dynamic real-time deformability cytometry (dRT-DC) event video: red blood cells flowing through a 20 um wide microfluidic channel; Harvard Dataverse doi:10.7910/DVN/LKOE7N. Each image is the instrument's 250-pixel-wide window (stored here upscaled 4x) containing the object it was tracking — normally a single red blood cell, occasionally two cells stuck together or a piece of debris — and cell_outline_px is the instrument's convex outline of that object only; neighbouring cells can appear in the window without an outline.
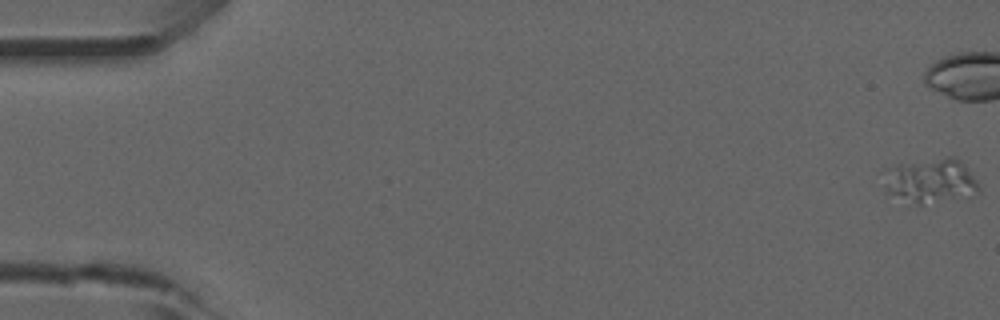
{"species": "common noctule bat (a hibernating species)", "species_latin": "Nyctalus noctula", "temperature_condition": "room temperature", "stored_images_in_passage": 17, "camera_frame_rate_fps": 3000, "um_per_image_px": 0.085, "animal": {"sex": "male", "forearm_length_mm": 52.5}, "frame": {"image": 1, "passage_image": 1, "time_ms": 0.0, "image_size_px": [1000, 320], "cell_outline_px": [[980, 192], [972, 196], [920, 204], [916, 204], [888, 192], [884, 184], [880, 172], [884, 168], [896, 164], [948, 156], [956, 156], [964, 164], [976, 180], [980, 188]], "centroid_in_image_um": [79.08, 15.32], "position_along_channel_um": 5.9, "area_um2": 24.97}}